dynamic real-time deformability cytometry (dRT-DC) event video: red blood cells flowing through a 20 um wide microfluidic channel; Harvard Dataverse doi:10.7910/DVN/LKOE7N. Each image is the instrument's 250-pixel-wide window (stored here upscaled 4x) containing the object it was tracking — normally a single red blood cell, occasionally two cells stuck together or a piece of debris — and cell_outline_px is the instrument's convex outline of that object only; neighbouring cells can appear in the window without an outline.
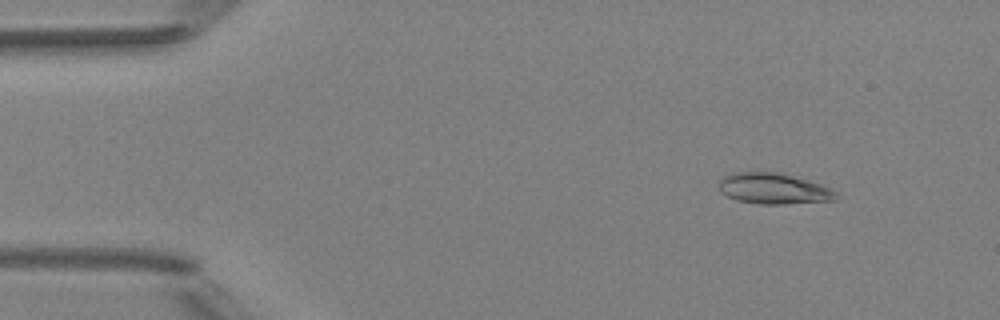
{"species": "Egyptian fruit bat (a non-hibernating species)", "species_latin": "Rousettus aegyptiacus", "temperature_condition": "room temperature", "stored_images_in_passage": 6, "camera_frame_rate_fps": 3000, "um_per_image_px": 0.085, "animal": {"sex": "female"}, "frame": {"image": 1, "passage_image": 2, "time_ms": 1.333, "image_size_px": [1000, 320], "cell_outline_px": [[840, 196], [836, 200], [784, 204], [760, 204], [736, 200], [720, 192], [720, 180], [728, 172], [780, 172], [808, 180], [832, 188]], "centroid_in_image_um": [65.78, 16.03], "position_along_channel_um": 19.2, "area_um2": 21.27}}
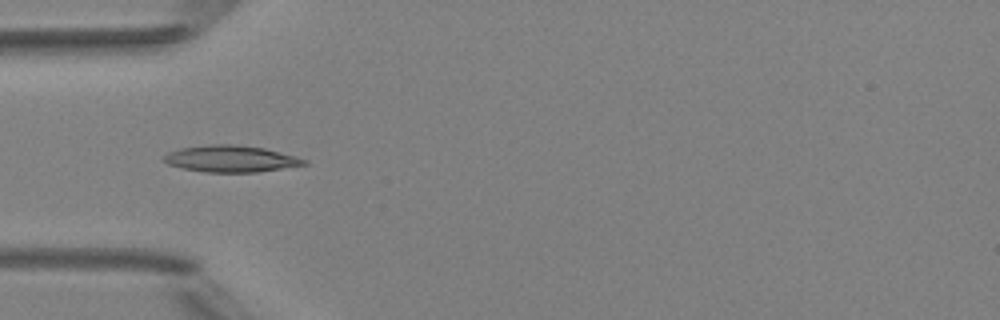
{"frame": {"image": 2, "passage_image": 5, "time_ms": 4.667, "image_size_px": [1000, 320], "cell_outline_px": [[308, 164], [256, 172], [204, 172], [184, 168], [168, 164], [164, 160], [164, 156], [168, 152], [180, 148], [212, 144], [232, 144], [264, 148], [296, 156], [308, 160]], "centroid_in_image_um": [19.64, 13.49], "position_along_channel_um": 65.4, "area_um2": 21.56}}
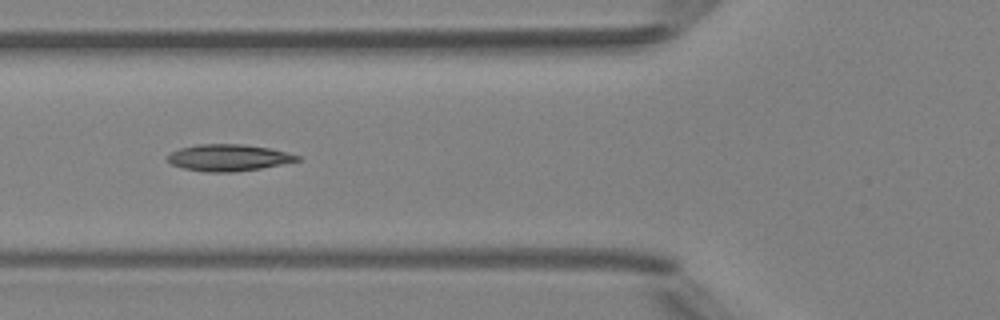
{"frame": {"image": 3, "passage_image": 6, "time_ms": 5.667, "image_size_px": [1000, 320], "cell_outline_px": [[304, 160], [260, 168], [236, 172], [204, 172], [184, 168], [172, 164], [168, 160], [168, 156], [172, 152], [180, 148], [196, 144], [244, 144], [272, 148], [300, 156]], "centroid_in_image_um": [19.47, 13.4], "position_along_channel_um": 106.3, "area_um2": 20.23}}